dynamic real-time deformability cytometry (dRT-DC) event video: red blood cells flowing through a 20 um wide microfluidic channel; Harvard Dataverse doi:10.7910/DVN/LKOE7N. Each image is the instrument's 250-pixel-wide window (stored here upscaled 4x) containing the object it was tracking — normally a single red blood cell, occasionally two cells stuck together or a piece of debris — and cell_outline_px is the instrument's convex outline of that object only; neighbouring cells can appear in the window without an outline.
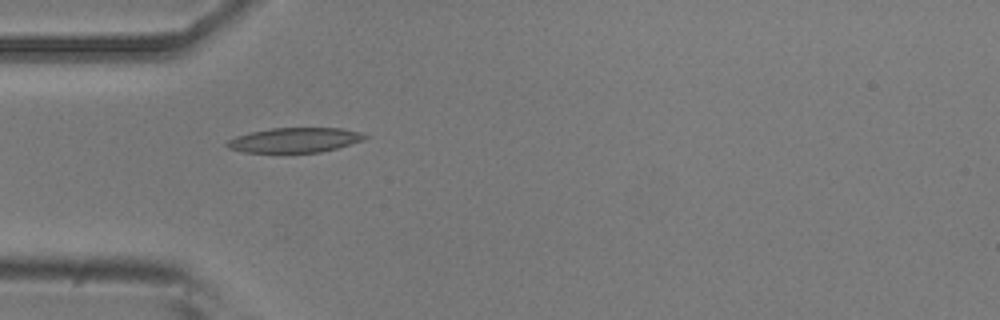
{"species": "common noctule bat (a hibernating species)", "species_latin": "Nyctalus noctula", "temperature_condition": "room temperature", "stored_images_in_passage": 37, "camera_frame_rate_fps": 3000, "um_per_image_px": 0.085, "animal": {"sex": "male", "body_mass_g": 20.5, "forearm_length_mm": 52.5}, "frame": {"image": 1, "passage_image": 1, "time_ms": 0.0, "image_size_px": [1000, 320], "cell_outline_px": [[368, 136], [364, 140], [336, 148], [320, 152], [244, 152], [228, 148], [224, 144], [228, 140], [236, 136], [248, 132], [272, 128], [344, 128], [360, 132]], "centroid_in_image_um": [25.03, 11.9], "position_along_channel_um": 60.0, "area_um2": 19.88}}
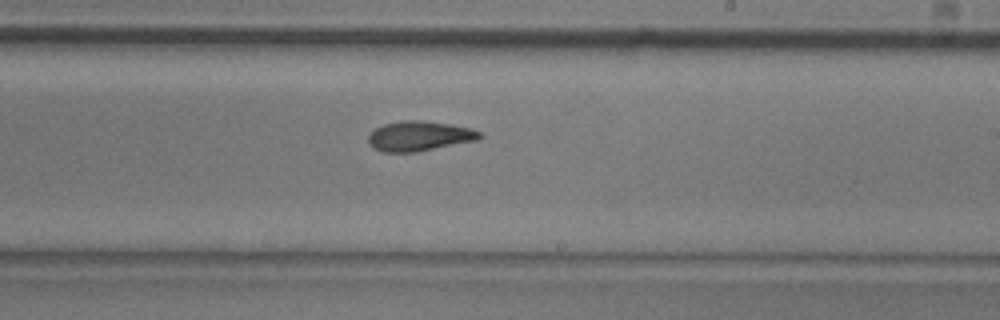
{"frame": {"image": 2, "passage_image": 16, "time_ms": 5.0, "image_size_px": [1000, 320], "cell_outline_px": [[484, 136], [480, 140], [416, 152], [384, 152], [372, 148], [368, 144], [368, 136], [376, 128], [384, 124], [404, 120], [424, 120], [452, 124], [472, 128], [480, 132]], "centroid_in_image_um": [35.69, 11.56], "position_along_channel_um": 253.3, "area_um2": 19.71}}
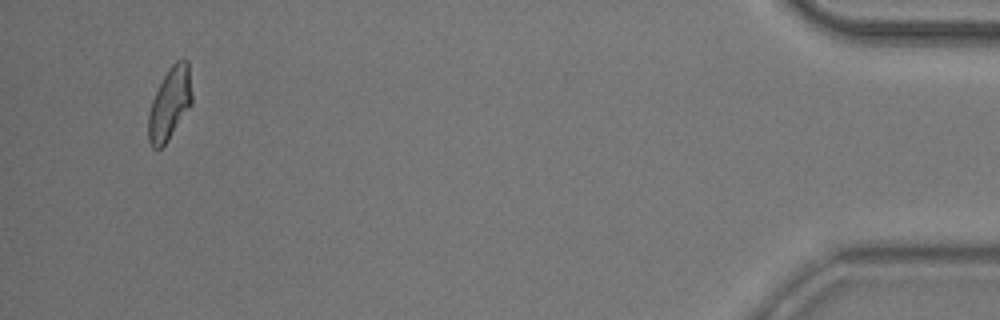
{"frame": {"image": 3, "passage_image": 35, "time_ms": 11.333, "image_size_px": [1000, 320], "cell_outline_px": [[192, 104], [168, 140], [160, 148], [152, 148], [148, 140], [148, 116], [152, 100], [168, 68], [176, 60], [184, 56], [188, 60], [192, 96]], "centroid_in_image_um": [14.44, 8.77], "position_along_channel_um": 420.8, "area_um2": 18.38}, "authors_computed_cell_mechanics": {"area_um2": 18.785, "velocity_mm_per_s": 3.8946, "shape_relaxation_time_tau1_ms": 5.4574, "shape_relaxation_time_tau2_ms": 3.8398, "deformation_change_tau1": 0.163, "deformation_change_tau2": 0.1131}}